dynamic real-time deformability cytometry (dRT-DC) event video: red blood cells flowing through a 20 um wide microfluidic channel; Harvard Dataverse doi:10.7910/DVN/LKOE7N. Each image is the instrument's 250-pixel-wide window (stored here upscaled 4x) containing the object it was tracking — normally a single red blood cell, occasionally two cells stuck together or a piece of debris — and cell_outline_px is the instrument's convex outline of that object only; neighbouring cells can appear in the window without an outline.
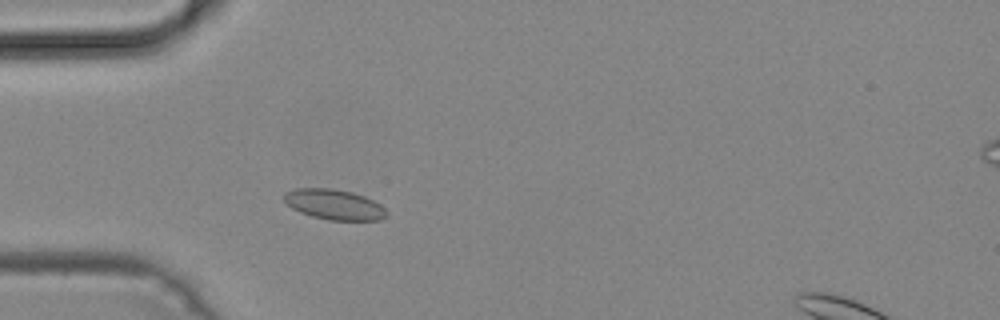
{"species": "common noctule bat (a hibernating species)", "species_latin": "Nyctalus noctula", "temperature_condition": "cold", "stored_images_in_passage": 32, "camera_frame_rate_fps": 3000, "um_per_image_px": 0.085, "animal": {"sex": "male", "body_mass_g": 19.2, "forearm_length_mm": 51.8}, "frame": {"image": 1, "passage_image": 3, "time_ms": 0.667, "image_size_px": [1000, 320], "cell_outline_px": [[388, 216], [380, 220], [328, 220], [312, 216], [300, 212], [292, 208], [284, 200], [284, 192], [296, 188], [332, 188], [352, 192], [364, 196], [380, 204], [388, 212]], "centroid_in_image_um": [28.42, 17.38], "position_along_channel_um": 56.6, "area_um2": 18.15}}
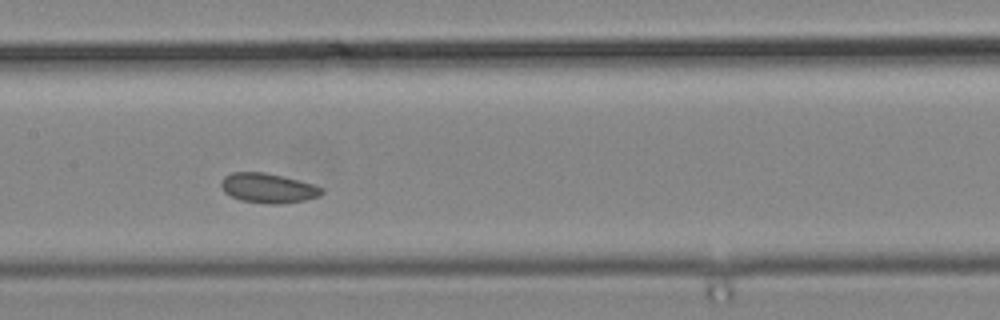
{"frame": {"image": 2, "passage_image": 13, "time_ms": 4.0, "image_size_px": [1000, 320], "cell_outline_px": [[324, 192], [320, 196], [304, 200], [280, 204], [268, 204], [240, 200], [224, 192], [220, 184], [220, 180], [224, 176], [232, 172], [264, 172], [312, 184], [324, 188]], "centroid_in_image_um": [22.76, 15.99], "position_along_channel_um": 184.6, "area_um2": 17.34}}
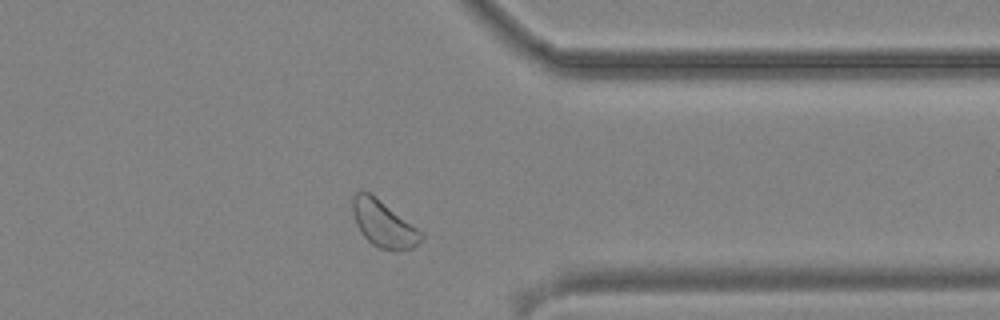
{"frame": {"image": 3, "passage_image": 28, "time_ms": 9.0, "image_size_px": [1000, 320], "cell_outline_px": [[424, 236], [412, 248], [396, 252], [380, 248], [372, 244], [360, 232], [356, 224], [352, 212], [352, 200], [356, 192], [360, 188], [376, 196], [424, 232]], "centroid_in_image_um": [32.6, 19.01], "position_along_channel_um": 378.8, "area_um2": 18.96}}